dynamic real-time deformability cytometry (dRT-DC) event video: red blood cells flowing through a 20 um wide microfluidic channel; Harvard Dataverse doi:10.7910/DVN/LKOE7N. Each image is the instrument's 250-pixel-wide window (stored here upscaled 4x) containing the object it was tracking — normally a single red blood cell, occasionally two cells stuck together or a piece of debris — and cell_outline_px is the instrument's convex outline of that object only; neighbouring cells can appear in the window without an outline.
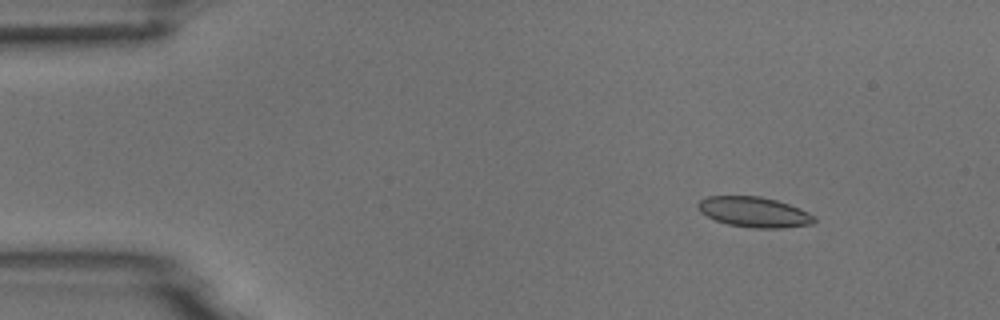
{"species": "common noctule bat (a hibernating species)", "species_latin": "Nyctalus noctula", "temperature_condition": "room temperature", "stored_images_in_passage": 5, "camera_frame_rate_fps": 3000, "um_per_image_px": 0.085, "animal": {"sex": "male", "body_mass_g": 18.8}, "frame": {"image": 1, "passage_image": 1, "time_ms": 0.0, "image_size_px": [1000, 320], "cell_outline_px": [[816, 220], [812, 224], [784, 228], [752, 228], [728, 224], [716, 220], [700, 212], [696, 208], [696, 204], [700, 200], [708, 196], [760, 196], [776, 200], [800, 208], [816, 216]], "centroid_in_image_um": [64.1, 18.02], "position_along_channel_um": 20.9, "area_um2": 20.63}}
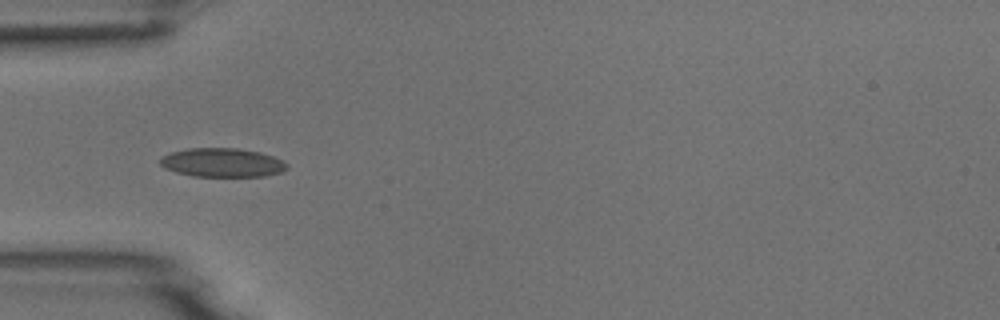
{"frame": {"image": 2, "passage_image": 4, "time_ms": 3.333, "image_size_px": [1000, 320], "cell_outline_px": [[288, 168], [284, 172], [264, 176], [192, 176], [176, 172], [164, 168], [160, 164], [160, 156], [168, 152], [188, 148], [240, 148], [260, 152], [284, 160], [288, 164]], "centroid_in_image_um": [18.89, 13.81], "position_along_channel_um": 66.1, "area_um2": 21.68}}